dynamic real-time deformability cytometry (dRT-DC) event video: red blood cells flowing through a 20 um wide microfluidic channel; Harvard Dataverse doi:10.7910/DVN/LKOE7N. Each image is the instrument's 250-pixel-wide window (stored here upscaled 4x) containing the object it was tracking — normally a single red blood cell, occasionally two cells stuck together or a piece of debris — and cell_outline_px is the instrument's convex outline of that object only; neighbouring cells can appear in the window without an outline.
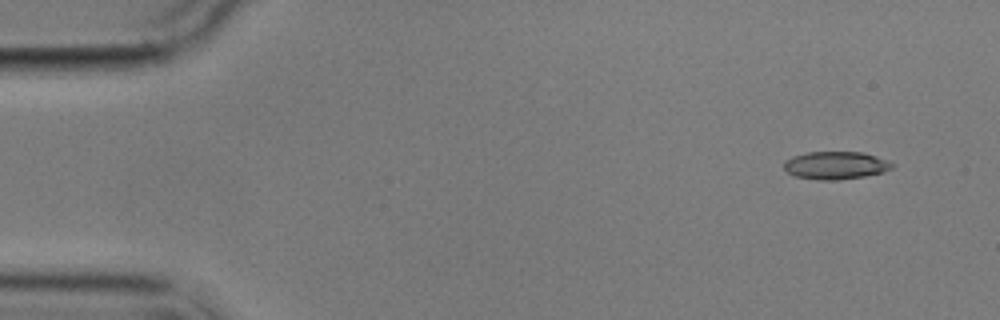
{"species": "common noctule bat (a hibernating species)", "species_latin": "Nyctalus noctula", "temperature_condition": "cold", "stored_images_in_passage": 5, "camera_frame_rate_fps": 3000, "um_per_image_px": 0.085, "animal": {"sex": "male", "body_mass_g": 17.9}, "frame": {"image": 1, "passage_image": 1, "time_ms": 0.0, "image_size_px": [1000, 320], "cell_outline_px": [[892, 168], [884, 172], [864, 176], [836, 180], [820, 180], [796, 176], [788, 172], [784, 168], [784, 160], [792, 156], [808, 152], [864, 152], [888, 160], [892, 164]], "centroid_in_image_um": [71.02, 14.05], "position_along_channel_um": 14.0, "area_um2": 17.46}}
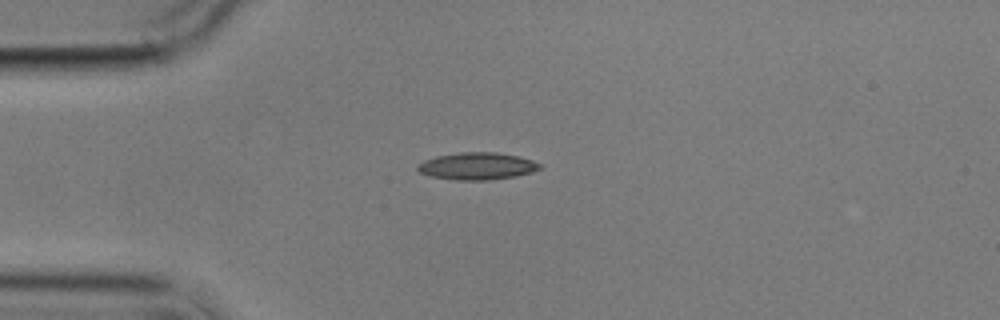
{"frame": {"image": 2, "passage_image": 4, "time_ms": 3.333, "image_size_px": [1000, 320], "cell_outline_px": [[544, 168], [532, 172], [516, 176], [488, 180], [456, 180], [428, 176], [420, 172], [416, 168], [416, 164], [424, 160], [436, 156], [460, 152], [496, 152], [520, 156], [544, 164]], "centroid_in_image_um": [40.58, 14.11], "position_along_channel_um": 44.4, "area_um2": 19.71}}